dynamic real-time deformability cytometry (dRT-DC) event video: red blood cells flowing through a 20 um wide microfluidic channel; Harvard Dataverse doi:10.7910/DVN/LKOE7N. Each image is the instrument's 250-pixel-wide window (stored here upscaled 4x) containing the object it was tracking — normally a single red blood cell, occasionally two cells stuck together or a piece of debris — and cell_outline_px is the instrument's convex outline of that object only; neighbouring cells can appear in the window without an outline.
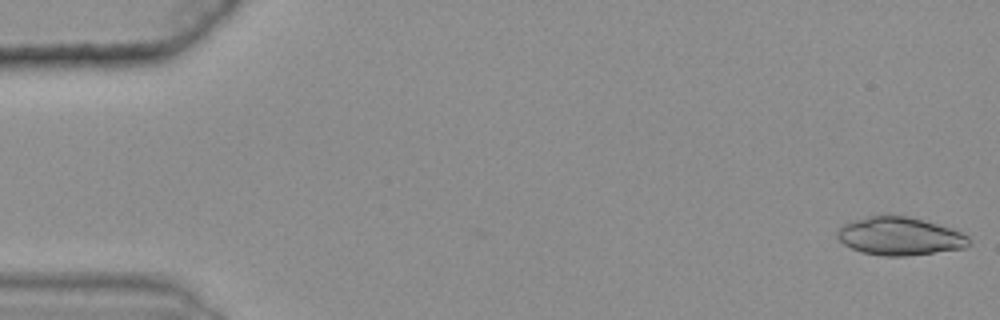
{"species": "common noctule bat (a hibernating species)", "species_latin": "Nyctalus noctula", "temperature_condition": "warm", "stored_images_in_passage": 47, "camera_frame_rate_fps": 3000, "um_per_image_px": 0.085, "animal": {"sex": "female", "body_mass_g": 25.1}, "frame": {"image": 1, "passage_image": 1, "time_ms": 0.0, "image_size_px": [1000, 320], "cell_outline_px": [[968, 244], [964, 248], [904, 256], [884, 256], [860, 252], [844, 244], [836, 236], [836, 232], [844, 224], [852, 220], [868, 216], [904, 216], [936, 224], [960, 232], [968, 236]], "centroid_in_image_um": [76.41, 20.09], "position_along_channel_um": 8.6, "area_um2": 28.61}}
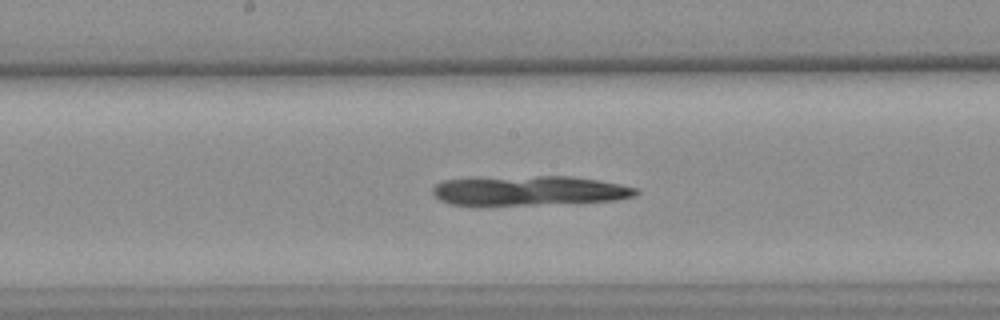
{"frame": {"image": 2, "passage_image": 29, "time_ms": 9.333, "image_size_px": [1000, 320], "cell_outline_px": [[640, 192], [636, 196], [616, 200], [536, 204], [452, 204], [440, 200], [432, 192], [432, 188], [436, 184], [444, 180], [472, 176], [572, 176], [620, 184], [640, 188]], "centroid_in_image_um": [44.98, 16.17], "position_along_channel_um": 203.2, "area_um2": 35.26}}
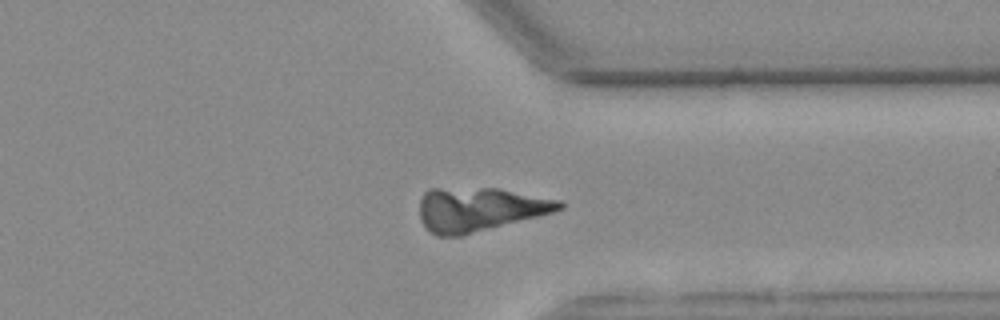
{"frame": {"image": 3, "passage_image": 43, "time_ms": 14.0, "image_size_px": [1000, 320], "cell_outline_px": [[564, 208], [552, 212], [460, 236], [436, 236], [424, 224], [420, 216], [420, 200], [424, 192], [428, 188], [496, 188], [560, 200], [564, 204]], "centroid_in_image_um": [40.72, 17.77], "position_along_channel_um": 370.7, "area_um2": 35.26}}